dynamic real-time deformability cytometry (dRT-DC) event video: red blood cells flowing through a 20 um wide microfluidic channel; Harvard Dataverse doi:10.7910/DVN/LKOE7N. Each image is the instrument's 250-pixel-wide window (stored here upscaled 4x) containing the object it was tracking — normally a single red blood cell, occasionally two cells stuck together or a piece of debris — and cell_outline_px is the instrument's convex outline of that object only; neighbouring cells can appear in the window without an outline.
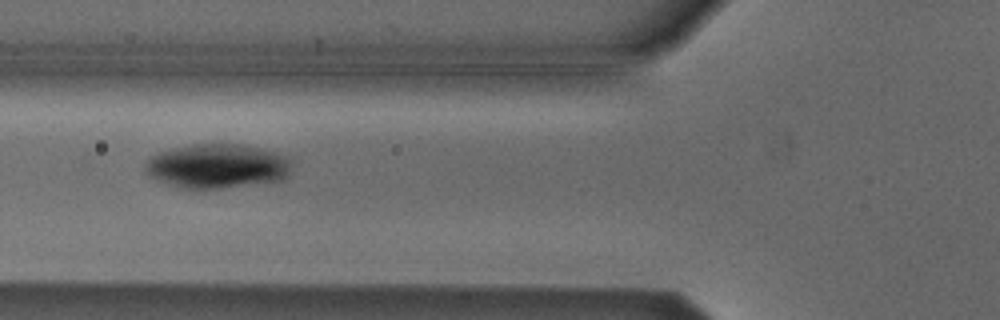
{"species": "Egyptian fruit bat (a non-hibernating species)", "species_latin": "Rousettus aegyptiacus", "temperature_condition": "cold", "stored_images_in_passage": 8, "camera_frame_rate_fps": 3000, "um_per_image_px": 0.085, "animal": {"sex": "male"}, "frame": {"image": 1, "passage_image": 6, "time_ms": 1.667, "image_size_px": [1000, 320], "cell_outline_px": [[292, 164], [288, 176], [284, 180], [220, 188], [180, 188], [156, 180], [148, 176], [144, 172], [144, 160], [156, 152], [168, 148], [196, 144], [244, 144], [260, 148], [288, 156], [292, 160]], "centroid_in_image_um": [18.42, 14.1], "position_along_channel_um": 107.4, "area_um2": 38.49}}
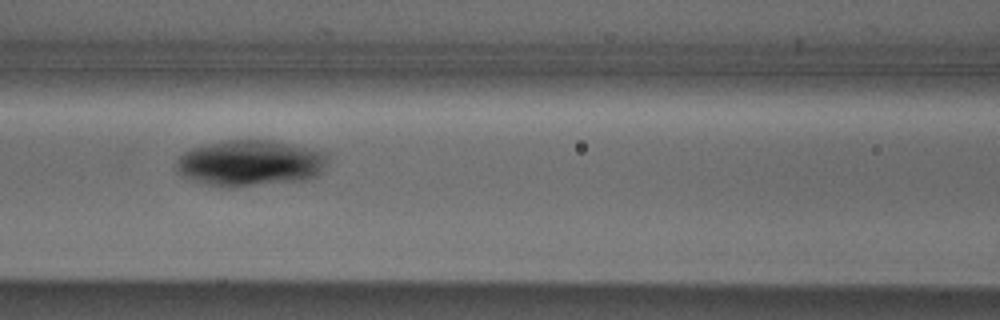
{"frame": {"image": 2, "passage_image": 7, "time_ms": 2.0, "image_size_px": [1000, 320], "cell_outline_px": [[328, 160], [320, 172], [316, 176], [308, 180], [236, 188], [224, 188], [204, 184], [180, 176], [176, 172], [176, 160], [184, 152], [200, 144], [224, 140], [272, 140], [328, 152]], "centroid_in_image_um": [21.23, 13.88], "position_along_channel_um": 145.4, "area_um2": 41.67}}
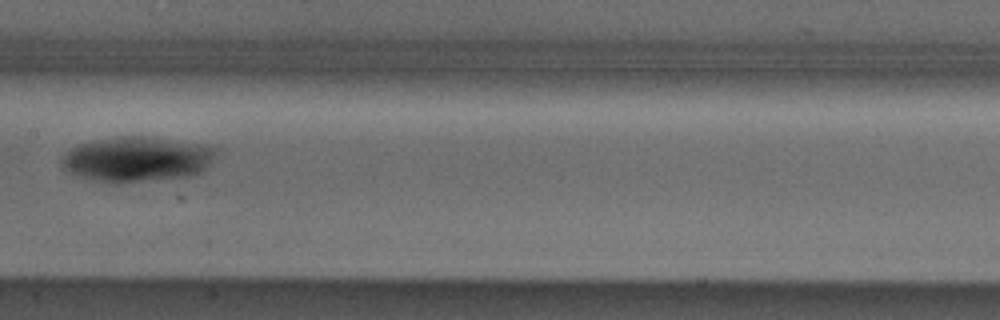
{"frame": {"image": 3, "passage_image": 8, "time_ms": 2.333, "image_size_px": [1000, 320], "cell_outline_px": [[224, 148], [204, 172], [192, 176], [116, 184], [68, 172], [64, 168], [60, 160], [60, 156], [64, 152], [76, 144], [96, 140], [120, 136], [152, 136], [212, 144]], "centroid_in_image_um": [11.8, 13.49], "position_along_channel_um": 195.6, "area_um2": 41.91}}